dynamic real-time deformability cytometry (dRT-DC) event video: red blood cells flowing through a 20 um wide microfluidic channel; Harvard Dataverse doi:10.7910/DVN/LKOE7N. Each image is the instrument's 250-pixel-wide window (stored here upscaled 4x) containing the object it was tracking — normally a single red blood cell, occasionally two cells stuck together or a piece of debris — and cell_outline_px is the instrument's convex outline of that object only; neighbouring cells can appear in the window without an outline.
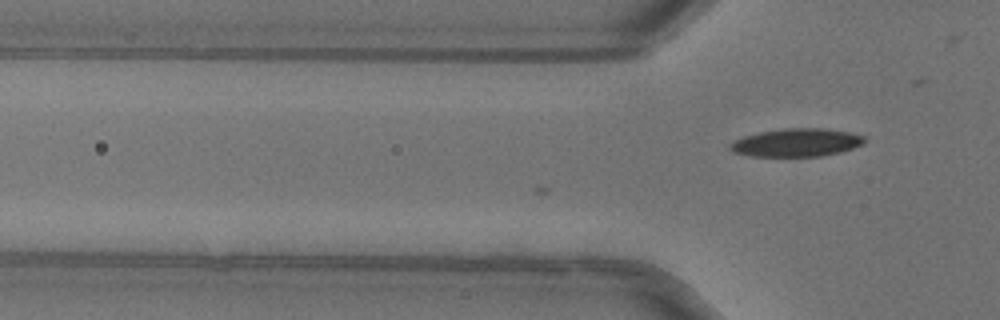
{"species": "common noctule bat (a hibernating species)", "species_latin": "Nyctalus noctula", "temperature_condition": "warm", "stored_images_in_passage": 4, "camera_frame_rate_fps": 3000, "um_per_image_px": 0.085, "animal": {"sex": "female"}, "frame": {"image": 1, "passage_image": 4, "time_ms": 1.0, "image_size_px": [1000, 320], "cell_outline_px": [[864, 144], [840, 152], [820, 156], [748, 156], [732, 152], [728, 148], [728, 144], [744, 136], [760, 132], [784, 128], [824, 128], [848, 132], [864, 136]], "centroid_in_image_um": [67.67, 12.12], "position_along_channel_um": 58.1, "area_um2": 21.96}}